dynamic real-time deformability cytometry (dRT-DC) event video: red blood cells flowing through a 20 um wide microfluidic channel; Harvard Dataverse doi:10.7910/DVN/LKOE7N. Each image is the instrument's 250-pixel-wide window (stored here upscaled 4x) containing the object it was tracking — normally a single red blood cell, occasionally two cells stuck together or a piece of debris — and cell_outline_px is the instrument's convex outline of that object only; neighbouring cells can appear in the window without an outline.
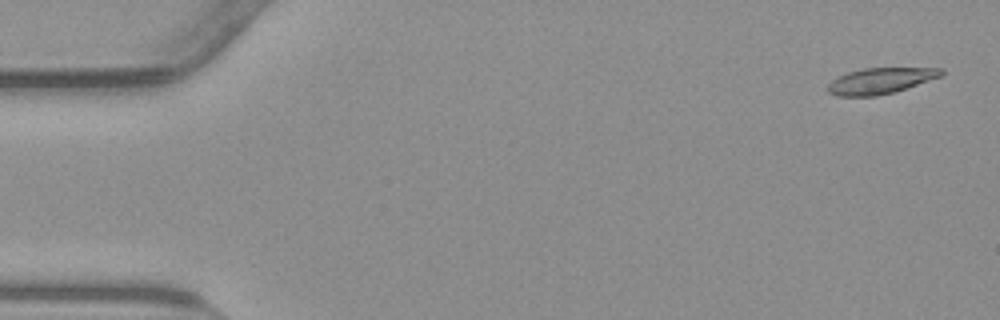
{"species": "common noctule bat (a hibernating species)", "species_latin": "Nyctalus noctula", "temperature_condition": "warm", "stored_images_in_passage": 8, "camera_frame_rate_fps": 3000, "um_per_image_px": 0.085, "animal": {"sex": "male", "body_mass_g": 23.1, "forearm_length_mm": 52.7}, "frame": {"image": 1, "passage_image": 2, "time_ms": 0.333, "image_size_px": [1000, 320], "cell_outline_px": [[944, 72], [940, 76], [892, 92], [876, 96], [836, 96], [828, 92], [828, 84], [832, 80], [848, 72], [864, 68], [944, 68]], "centroid_in_image_um": [74.79, 6.86], "position_along_channel_um": 10.2, "area_um2": 16.76}}